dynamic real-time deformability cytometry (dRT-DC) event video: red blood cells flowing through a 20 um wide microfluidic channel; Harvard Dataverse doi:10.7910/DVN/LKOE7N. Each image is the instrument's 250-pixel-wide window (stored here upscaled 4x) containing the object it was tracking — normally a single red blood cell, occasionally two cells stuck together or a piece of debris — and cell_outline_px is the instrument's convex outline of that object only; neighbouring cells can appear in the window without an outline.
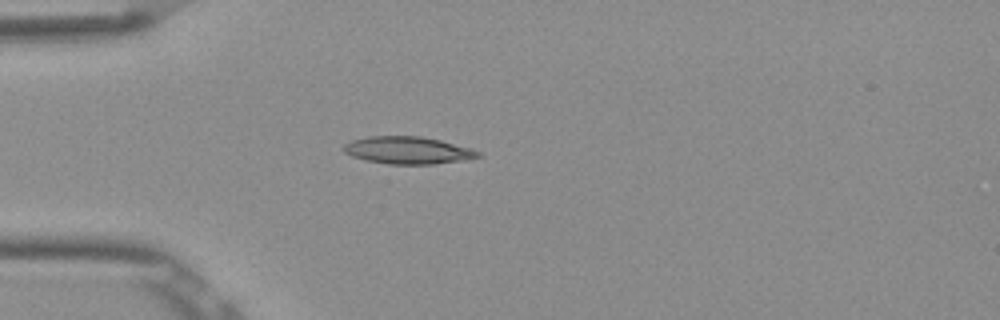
{"species": "Egyptian fruit bat (a non-hibernating species)", "species_latin": "Rousettus aegyptiacus", "temperature_condition": "room temperature", "stored_images_in_passage": 2, "camera_frame_rate_fps": 3000, "um_per_image_px": 0.085, "frame": {"image": 1, "passage_image": 1, "time_ms": 0.0, "image_size_px": [1000, 320], "cell_outline_px": [[480, 156], [468, 160], [436, 164], [388, 164], [368, 160], [352, 156], [344, 152], [340, 148], [344, 144], [352, 140], [368, 136], [420, 136], [440, 140], [472, 148], [480, 152]], "centroid_in_image_um": [34.68, 12.77], "position_along_channel_um": 50.3, "area_um2": 21.56}}